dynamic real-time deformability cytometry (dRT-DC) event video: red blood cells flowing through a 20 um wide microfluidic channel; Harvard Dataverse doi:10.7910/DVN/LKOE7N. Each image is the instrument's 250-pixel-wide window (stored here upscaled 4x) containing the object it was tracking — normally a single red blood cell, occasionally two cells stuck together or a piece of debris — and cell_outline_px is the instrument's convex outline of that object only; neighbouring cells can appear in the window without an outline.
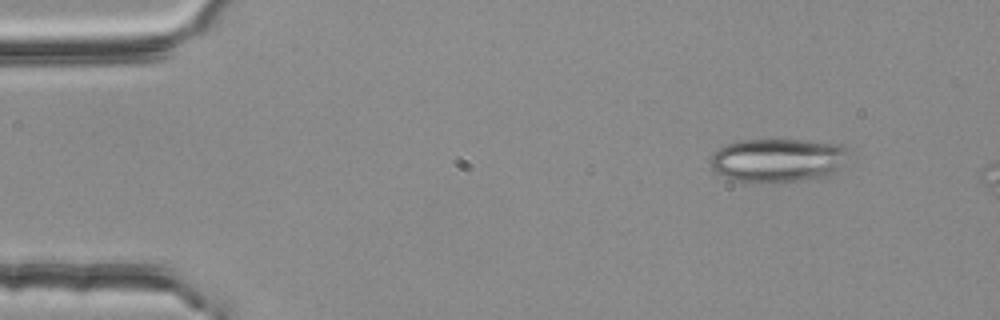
{"species": "common noctule bat (a hibernating species)", "species_latin": "Nyctalus noctula", "temperature_condition": "room temperature", "stored_images_in_passage": 2, "camera_frame_rate_fps": 3000, "um_per_image_px": 0.085, "animal": {"sex": "female", "body_mass_g": 25.1}, "frame": {"image": 1, "passage_image": 1, "time_ms": 0.0, "image_size_px": [1000, 320], "cell_outline_px": [[848, 152], [832, 172], [828, 176], [772, 184], [748, 184], [732, 180], [712, 172], [708, 160], [712, 152], [728, 144], [740, 140], [800, 140], [844, 144], [848, 148]], "centroid_in_image_um": [65.98, 13.65], "position_along_channel_um": 19.0, "area_um2": 35.78}}